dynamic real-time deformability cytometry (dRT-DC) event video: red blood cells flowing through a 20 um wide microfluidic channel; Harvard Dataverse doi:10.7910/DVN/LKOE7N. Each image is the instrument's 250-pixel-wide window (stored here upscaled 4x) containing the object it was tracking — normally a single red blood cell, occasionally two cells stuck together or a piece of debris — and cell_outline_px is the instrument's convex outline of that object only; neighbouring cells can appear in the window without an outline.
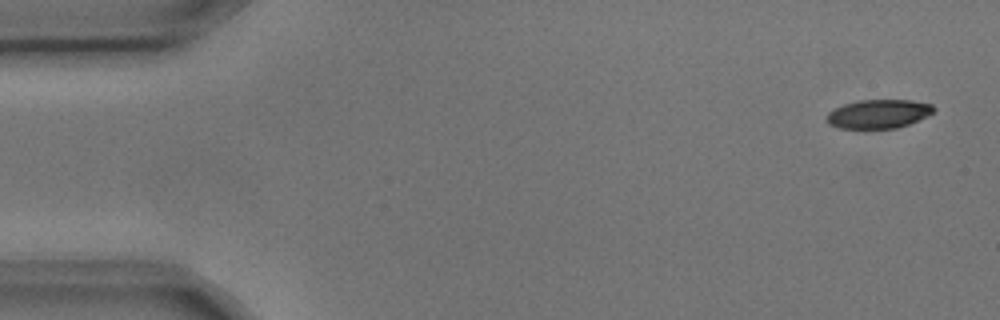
{"species": "common noctule bat (a hibernating species)", "species_latin": "Nyctalus noctula", "temperature_condition": "cold", "stored_images_in_passage": 3, "camera_frame_rate_fps": 3000, "um_per_image_px": 0.085, "animal": {"sex": "male", "body_mass_g": 17.9, "forearm_length_mm": 54.2}, "frame": {"image": 1, "passage_image": 1, "time_ms": 0.0, "image_size_px": [1000, 320], "cell_outline_px": [[936, 108], [932, 112], [908, 124], [896, 128], [840, 128], [828, 124], [828, 112], [844, 104], [860, 100], [912, 100], [932, 104]], "centroid_in_image_um": [74.67, 9.67], "position_along_channel_um": 10.3, "area_um2": 17.63}}